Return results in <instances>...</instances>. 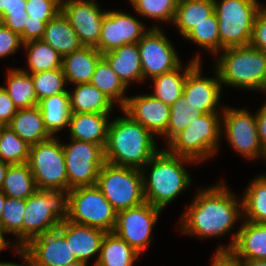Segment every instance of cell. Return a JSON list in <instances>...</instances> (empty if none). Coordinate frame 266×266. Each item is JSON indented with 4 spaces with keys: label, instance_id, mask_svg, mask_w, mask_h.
I'll list each match as a JSON object with an SVG mask.
<instances>
[{
    "label": "cell",
    "instance_id": "obj_1",
    "mask_svg": "<svg viewBox=\"0 0 266 266\" xmlns=\"http://www.w3.org/2000/svg\"><path fill=\"white\" fill-rule=\"evenodd\" d=\"M195 196L181 216L182 234L222 237L243 216L242 200L239 203L224 182L200 189Z\"/></svg>",
    "mask_w": 266,
    "mask_h": 266
},
{
    "label": "cell",
    "instance_id": "obj_2",
    "mask_svg": "<svg viewBox=\"0 0 266 266\" xmlns=\"http://www.w3.org/2000/svg\"><path fill=\"white\" fill-rule=\"evenodd\" d=\"M110 122L105 146V161L121 167L142 170L160 150L156 148L154 135L128 114Z\"/></svg>",
    "mask_w": 266,
    "mask_h": 266
},
{
    "label": "cell",
    "instance_id": "obj_3",
    "mask_svg": "<svg viewBox=\"0 0 266 266\" xmlns=\"http://www.w3.org/2000/svg\"><path fill=\"white\" fill-rule=\"evenodd\" d=\"M188 162L197 163L186 157L172 155L166 149L159 150L142 168L145 201L163 210L190 187L191 175L184 167ZM147 167L151 168L148 177L144 171Z\"/></svg>",
    "mask_w": 266,
    "mask_h": 266
},
{
    "label": "cell",
    "instance_id": "obj_4",
    "mask_svg": "<svg viewBox=\"0 0 266 266\" xmlns=\"http://www.w3.org/2000/svg\"><path fill=\"white\" fill-rule=\"evenodd\" d=\"M215 69L222 85L263 91L266 83V53L251 45L222 50Z\"/></svg>",
    "mask_w": 266,
    "mask_h": 266
},
{
    "label": "cell",
    "instance_id": "obj_5",
    "mask_svg": "<svg viewBox=\"0 0 266 266\" xmlns=\"http://www.w3.org/2000/svg\"><path fill=\"white\" fill-rule=\"evenodd\" d=\"M218 113L201 114L178 133L165 149L172 155L186 157L197 163L214 156L223 133L222 113Z\"/></svg>",
    "mask_w": 266,
    "mask_h": 266
},
{
    "label": "cell",
    "instance_id": "obj_6",
    "mask_svg": "<svg viewBox=\"0 0 266 266\" xmlns=\"http://www.w3.org/2000/svg\"><path fill=\"white\" fill-rule=\"evenodd\" d=\"M68 191L37 190L26 199L23 246L32 238L58 229L67 219Z\"/></svg>",
    "mask_w": 266,
    "mask_h": 266
},
{
    "label": "cell",
    "instance_id": "obj_7",
    "mask_svg": "<svg viewBox=\"0 0 266 266\" xmlns=\"http://www.w3.org/2000/svg\"><path fill=\"white\" fill-rule=\"evenodd\" d=\"M218 19L220 52L250 45L254 21L262 9L258 0H213Z\"/></svg>",
    "mask_w": 266,
    "mask_h": 266
},
{
    "label": "cell",
    "instance_id": "obj_8",
    "mask_svg": "<svg viewBox=\"0 0 266 266\" xmlns=\"http://www.w3.org/2000/svg\"><path fill=\"white\" fill-rule=\"evenodd\" d=\"M96 186L116 212L145 202L142 170L105 163L99 171Z\"/></svg>",
    "mask_w": 266,
    "mask_h": 266
},
{
    "label": "cell",
    "instance_id": "obj_9",
    "mask_svg": "<svg viewBox=\"0 0 266 266\" xmlns=\"http://www.w3.org/2000/svg\"><path fill=\"white\" fill-rule=\"evenodd\" d=\"M117 212L96 185L68 191L67 220L113 232Z\"/></svg>",
    "mask_w": 266,
    "mask_h": 266
},
{
    "label": "cell",
    "instance_id": "obj_10",
    "mask_svg": "<svg viewBox=\"0 0 266 266\" xmlns=\"http://www.w3.org/2000/svg\"><path fill=\"white\" fill-rule=\"evenodd\" d=\"M56 138L30 146L27 163L39 190L68 191L63 145Z\"/></svg>",
    "mask_w": 266,
    "mask_h": 266
},
{
    "label": "cell",
    "instance_id": "obj_11",
    "mask_svg": "<svg viewBox=\"0 0 266 266\" xmlns=\"http://www.w3.org/2000/svg\"><path fill=\"white\" fill-rule=\"evenodd\" d=\"M63 144L68 191L81 186L96 185L100 169L106 163L105 149L91 142L70 139Z\"/></svg>",
    "mask_w": 266,
    "mask_h": 266
},
{
    "label": "cell",
    "instance_id": "obj_12",
    "mask_svg": "<svg viewBox=\"0 0 266 266\" xmlns=\"http://www.w3.org/2000/svg\"><path fill=\"white\" fill-rule=\"evenodd\" d=\"M222 109V127L231 147L247 159L262 156L265 161L266 150L259 140L255 115L245 109L227 106Z\"/></svg>",
    "mask_w": 266,
    "mask_h": 266
},
{
    "label": "cell",
    "instance_id": "obj_13",
    "mask_svg": "<svg viewBox=\"0 0 266 266\" xmlns=\"http://www.w3.org/2000/svg\"><path fill=\"white\" fill-rule=\"evenodd\" d=\"M162 209L147 201L117 212L113 232L127 242L136 252L142 254L150 245L152 229Z\"/></svg>",
    "mask_w": 266,
    "mask_h": 266
},
{
    "label": "cell",
    "instance_id": "obj_14",
    "mask_svg": "<svg viewBox=\"0 0 266 266\" xmlns=\"http://www.w3.org/2000/svg\"><path fill=\"white\" fill-rule=\"evenodd\" d=\"M137 44L143 80L173 71L182 64L172 43L157 25L149 28Z\"/></svg>",
    "mask_w": 266,
    "mask_h": 266
},
{
    "label": "cell",
    "instance_id": "obj_15",
    "mask_svg": "<svg viewBox=\"0 0 266 266\" xmlns=\"http://www.w3.org/2000/svg\"><path fill=\"white\" fill-rule=\"evenodd\" d=\"M61 12L83 46H98L102 21L107 11H102L94 0H62Z\"/></svg>",
    "mask_w": 266,
    "mask_h": 266
},
{
    "label": "cell",
    "instance_id": "obj_16",
    "mask_svg": "<svg viewBox=\"0 0 266 266\" xmlns=\"http://www.w3.org/2000/svg\"><path fill=\"white\" fill-rule=\"evenodd\" d=\"M148 30L138 18L128 13L107 10L96 49L104 54L125 44L138 43Z\"/></svg>",
    "mask_w": 266,
    "mask_h": 266
},
{
    "label": "cell",
    "instance_id": "obj_17",
    "mask_svg": "<svg viewBox=\"0 0 266 266\" xmlns=\"http://www.w3.org/2000/svg\"><path fill=\"white\" fill-rule=\"evenodd\" d=\"M22 249L33 266H65L78 261L59 229L32 238Z\"/></svg>",
    "mask_w": 266,
    "mask_h": 266
},
{
    "label": "cell",
    "instance_id": "obj_18",
    "mask_svg": "<svg viewBox=\"0 0 266 266\" xmlns=\"http://www.w3.org/2000/svg\"><path fill=\"white\" fill-rule=\"evenodd\" d=\"M202 64L199 62L187 75L183 96L188 99L193 109L201 114L218 112L220 102L221 81L217 70L216 77H202Z\"/></svg>",
    "mask_w": 266,
    "mask_h": 266
},
{
    "label": "cell",
    "instance_id": "obj_19",
    "mask_svg": "<svg viewBox=\"0 0 266 266\" xmlns=\"http://www.w3.org/2000/svg\"><path fill=\"white\" fill-rule=\"evenodd\" d=\"M122 110L154 136H162L168 126L170 106L152 94L129 96Z\"/></svg>",
    "mask_w": 266,
    "mask_h": 266
},
{
    "label": "cell",
    "instance_id": "obj_20",
    "mask_svg": "<svg viewBox=\"0 0 266 266\" xmlns=\"http://www.w3.org/2000/svg\"><path fill=\"white\" fill-rule=\"evenodd\" d=\"M58 229L65 235V239L78 261L88 263L96 254L93 266L96 265L101 249V243L106 231L87 225L75 224L69 220L61 222Z\"/></svg>",
    "mask_w": 266,
    "mask_h": 266
},
{
    "label": "cell",
    "instance_id": "obj_21",
    "mask_svg": "<svg viewBox=\"0 0 266 266\" xmlns=\"http://www.w3.org/2000/svg\"><path fill=\"white\" fill-rule=\"evenodd\" d=\"M241 225L228 246H219L217 250H232L242 260H266V223L244 220Z\"/></svg>",
    "mask_w": 266,
    "mask_h": 266
},
{
    "label": "cell",
    "instance_id": "obj_22",
    "mask_svg": "<svg viewBox=\"0 0 266 266\" xmlns=\"http://www.w3.org/2000/svg\"><path fill=\"white\" fill-rule=\"evenodd\" d=\"M110 113H71L69 119L70 139L91 142L104 149L108 139Z\"/></svg>",
    "mask_w": 266,
    "mask_h": 266
},
{
    "label": "cell",
    "instance_id": "obj_23",
    "mask_svg": "<svg viewBox=\"0 0 266 266\" xmlns=\"http://www.w3.org/2000/svg\"><path fill=\"white\" fill-rule=\"evenodd\" d=\"M111 69L128 87L130 82H143V70L138 44H125L102 54Z\"/></svg>",
    "mask_w": 266,
    "mask_h": 266
},
{
    "label": "cell",
    "instance_id": "obj_24",
    "mask_svg": "<svg viewBox=\"0 0 266 266\" xmlns=\"http://www.w3.org/2000/svg\"><path fill=\"white\" fill-rule=\"evenodd\" d=\"M102 53L95 47L82 46L62 57V70L67 83H90Z\"/></svg>",
    "mask_w": 266,
    "mask_h": 266
},
{
    "label": "cell",
    "instance_id": "obj_25",
    "mask_svg": "<svg viewBox=\"0 0 266 266\" xmlns=\"http://www.w3.org/2000/svg\"><path fill=\"white\" fill-rule=\"evenodd\" d=\"M8 126L30 146L53 137L45 127L38 106L18 109Z\"/></svg>",
    "mask_w": 266,
    "mask_h": 266
},
{
    "label": "cell",
    "instance_id": "obj_26",
    "mask_svg": "<svg viewBox=\"0 0 266 266\" xmlns=\"http://www.w3.org/2000/svg\"><path fill=\"white\" fill-rule=\"evenodd\" d=\"M199 62L201 60L198 53L186 67H182L183 64H181L173 71L153 77L151 79L154 86V93L152 95L166 105L171 106L177 99L183 96L187 75ZM181 70H183L182 73Z\"/></svg>",
    "mask_w": 266,
    "mask_h": 266
},
{
    "label": "cell",
    "instance_id": "obj_27",
    "mask_svg": "<svg viewBox=\"0 0 266 266\" xmlns=\"http://www.w3.org/2000/svg\"><path fill=\"white\" fill-rule=\"evenodd\" d=\"M41 40L50 45L62 57L83 46L77 33L61 11L46 23Z\"/></svg>",
    "mask_w": 266,
    "mask_h": 266
},
{
    "label": "cell",
    "instance_id": "obj_28",
    "mask_svg": "<svg viewBox=\"0 0 266 266\" xmlns=\"http://www.w3.org/2000/svg\"><path fill=\"white\" fill-rule=\"evenodd\" d=\"M71 113H110L114 103L91 83L75 84L69 92Z\"/></svg>",
    "mask_w": 266,
    "mask_h": 266
},
{
    "label": "cell",
    "instance_id": "obj_29",
    "mask_svg": "<svg viewBox=\"0 0 266 266\" xmlns=\"http://www.w3.org/2000/svg\"><path fill=\"white\" fill-rule=\"evenodd\" d=\"M214 13L213 0H179L173 25L183 38Z\"/></svg>",
    "mask_w": 266,
    "mask_h": 266
},
{
    "label": "cell",
    "instance_id": "obj_30",
    "mask_svg": "<svg viewBox=\"0 0 266 266\" xmlns=\"http://www.w3.org/2000/svg\"><path fill=\"white\" fill-rule=\"evenodd\" d=\"M139 256L138 252L114 232H106L95 266H133Z\"/></svg>",
    "mask_w": 266,
    "mask_h": 266
},
{
    "label": "cell",
    "instance_id": "obj_31",
    "mask_svg": "<svg viewBox=\"0 0 266 266\" xmlns=\"http://www.w3.org/2000/svg\"><path fill=\"white\" fill-rule=\"evenodd\" d=\"M44 124L48 132L54 137L56 132L69 126L70 102L69 93L55 94L38 102Z\"/></svg>",
    "mask_w": 266,
    "mask_h": 266
},
{
    "label": "cell",
    "instance_id": "obj_32",
    "mask_svg": "<svg viewBox=\"0 0 266 266\" xmlns=\"http://www.w3.org/2000/svg\"><path fill=\"white\" fill-rule=\"evenodd\" d=\"M4 89L18 109L38 106L34 82L30 73L21 68L8 70Z\"/></svg>",
    "mask_w": 266,
    "mask_h": 266
},
{
    "label": "cell",
    "instance_id": "obj_33",
    "mask_svg": "<svg viewBox=\"0 0 266 266\" xmlns=\"http://www.w3.org/2000/svg\"><path fill=\"white\" fill-rule=\"evenodd\" d=\"M90 83L103 92L114 104L119 103L121 109L126 104L128 96L124 94L128 87L103 57L96 64Z\"/></svg>",
    "mask_w": 266,
    "mask_h": 266
},
{
    "label": "cell",
    "instance_id": "obj_34",
    "mask_svg": "<svg viewBox=\"0 0 266 266\" xmlns=\"http://www.w3.org/2000/svg\"><path fill=\"white\" fill-rule=\"evenodd\" d=\"M28 163L10 164L1 191L8 197L27 199L37 191Z\"/></svg>",
    "mask_w": 266,
    "mask_h": 266
},
{
    "label": "cell",
    "instance_id": "obj_35",
    "mask_svg": "<svg viewBox=\"0 0 266 266\" xmlns=\"http://www.w3.org/2000/svg\"><path fill=\"white\" fill-rule=\"evenodd\" d=\"M243 196L244 219L254 223H266V173L255 177L249 183Z\"/></svg>",
    "mask_w": 266,
    "mask_h": 266
},
{
    "label": "cell",
    "instance_id": "obj_36",
    "mask_svg": "<svg viewBox=\"0 0 266 266\" xmlns=\"http://www.w3.org/2000/svg\"><path fill=\"white\" fill-rule=\"evenodd\" d=\"M27 51V73H38L62 68V56L50 45L42 40H33L23 43Z\"/></svg>",
    "mask_w": 266,
    "mask_h": 266
},
{
    "label": "cell",
    "instance_id": "obj_37",
    "mask_svg": "<svg viewBox=\"0 0 266 266\" xmlns=\"http://www.w3.org/2000/svg\"><path fill=\"white\" fill-rule=\"evenodd\" d=\"M26 199H17L6 196L0 230L2 235L12 234L16 237L14 248L23 247V214L25 213Z\"/></svg>",
    "mask_w": 266,
    "mask_h": 266
},
{
    "label": "cell",
    "instance_id": "obj_38",
    "mask_svg": "<svg viewBox=\"0 0 266 266\" xmlns=\"http://www.w3.org/2000/svg\"><path fill=\"white\" fill-rule=\"evenodd\" d=\"M30 145L22 140L8 125L0 132V160L9 164L26 163Z\"/></svg>",
    "mask_w": 266,
    "mask_h": 266
},
{
    "label": "cell",
    "instance_id": "obj_39",
    "mask_svg": "<svg viewBox=\"0 0 266 266\" xmlns=\"http://www.w3.org/2000/svg\"><path fill=\"white\" fill-rule=\"evenodd\" d=\"M201 113L193 109L188 99L182 96L170 106L169 122L166 132L161 136L169 143L178 133L183 131Z\"/></svg>",
    "mask_w": 266,
    "mask_h": 266
},
{
    "label": "cell",
    "instance_id": "obj_40",
    "mask_svg": "<svg viewBox=\"0 0 266 266\" xmlns=\"http://www.w3.org/2000/svg\"><path fill=\"white\" fill-rule=\"evenodd\" d=\"M184 38L192 40L198 46L217 56L220 52V37L216 13L214 12L207 17L206 21L196 25Z\"/></svg>",
    "mask_w": 266,
    "mask_h": 266
},
{
    "label": "cell",
    "instance_id": "obj_41",
    "mask_svg": "<svg viewBox=\"0 0 266 266\" xmlns=\"http://www.w3.org/2000/svg\"><path fill=\"white\" fill-rule=\"evenodd\" d=\"M38 102L55 94L68 93L62 68L31 73Z\"/></svg>",
    "mask_w": 266,
    "mask_h": 266
},
{
    "label": "cell",
    "instance_id": "obj_42",
    "mask_svg": "<svg viewBox=\"0 0 266 266\" xmlns=\"http://www.w3.org/2000/svg\"><path fill=\"white\" fill-rule=\"evenodd\" d=\"M140 16L173 22L179 0H129Z\"/></svg>",
    "mask_w": 266,
    "mask_h": 266
},
{
    "label": "cell",
    "instance_id": "obj_43",
    "mask_svg": "<svg viewBox=\"0 0 266 266\" xmlns=\"http://www.w3.org/2000/svg\"><path fill=\"white\" fill-rule=\"evenodd\" d=\"M26 1L9 0L8 9L2 12L4 26L19 36L23 33L27 21V12L25 10Z\"/></svg>",
    "mask_w": 266,
    "mask_h": 266
},
{
    "label": "cell",
    "instance_id": "obj_44",
    "mask_svg": "<svg viewBox=\"0 0 266 266\" xmlns=\"http://www.w3.org/2000/svg\"><path fill=\"white\" fill-rule=\"evenodd\" d=\"M62 0H27L25 10L29 19L49 22L61 11Z\"/></svg>",
    "mask_w": 266,
    "mask_h": 266
},
{
    "label": "cell",
    "instance_id": "obj_45",
    "mask_svg": "<svg viewBox=\"0 0 266 266\" xmlns=\"http://www.w3.org/2000/svg\"><path fill=\"white\" fill-rule=\"evenodd\" d=\"M20 47H23V42L20 36L6 26L0 27V58L8 55H13Z\"/></svg>",
    "mask_w": 266,
    "mask_h": 266
},
{
    "label": "cell",
    "instance_id": "obj_46",
    "mask_svg": "<svg viewBox=\"0 0 266 266\" xmlns=\"http://www.w3.org/2000/svg\"><path fill=\"white\" fill-rule=\"evenodd\" d=\"M250 45L266 53V7L256 15Z\"/></svg>",
    "mask_w": 266,
    "mask_h": 266
},
{
    "label": "cell",
    "instance_id": "obj_47",
    "mask_svg": "<svg viewBox=\"0 0 266 266\" xmlns=\"http://www.w3.org/2000/svg\"><path fill=\"white\" fill-rule=\"evenodd\" d=\"M46 23L41 20L29 19L27 16L26 25L20 39L23 43L41 40L45 31Z\"/></svg>",
    "mask_w": 266,
    "mask_h": 266
},
{
    "label": "cell",
    "instance_id": "obj_48",
    "mask_svg": "<svg viewBox=\"0 0 266 266\" xmlns=\"http://www.w3.org/2000/svg\"><path fill=\"white\" fill-rule=\"evenodd\" d=\"M18 108L14 105L3 86H0V121L6 126L8 125Z\"/></svg>",
    "mask_w": 266,
    "mask_h": 266
},
{
    "label": "cell",
    "instance_id": "obj_49",
    "mask_svg": "<svg viewBox=\"0 0 266 266\" xmlns=\"http://www.w3.org/2000/svg\"><path fill=\"white\" fill-rule=\"evenodd\" d=\"M211 266H243L240 259L232 250H216Z\"/></svg>",
    "mask_w": 266,
    "mask_h": 266
},
{
    "label": "cell",
    "instance_id": "obj_50",
    "mask_svg": "<svg viewBox=\"0 0 266 266\" xmlns=\"http://www.w3.org/2000/svg\"><path fill=\"white\" fill-rule=\"evenodd\" d=\"M257 131L262 147L266 150V102L255 113Z\"/></svg>",
    "mask_w": 266,
    "mask_h": 266
},
{
    "label": "cell",
    "instance_id": "obj_51",
    "mask_svg": "<svg viewBox=\"0 0 266 266\" xmlns=\"http://www.w3.org/2000/svg\"><path fill=\"white\" fill-rule=\"evenodd\" d=\"M14 251H16V254L22 255L21 258L24 259V264H17V263H10V262H0V266H33V263L30 259V257L27 255V253L22 248H13Z\"/></svg>",
    "mask_w": 266,
    "mask_h": 266
},
{
    "label": "cell",
    "instance_id": "obj_52",
    "mask_svg": "<svg viewBox=\"0 0 266 266\" xmlns=\"http://www.w3.org/2000/svg\"><path fill=\"white\" fill-rule=\"evenodd\" d=\"M9 165H10L9 163L2 162L0 160V191L2 189V186H3V183H4V178L6 176V173H7Z\"/></svg>",
    "mask_w": 266,
    "mask_h": 266
},
{
    "label": "cell",
    "instance_id": "obj_53",
    "mask_svg": "<svg viewBox=\"0 0 266 266\" xmlns=\"http://www.w3.org/2000/svg\"><path fill=\"white\" fill-rule=\"evenodd\" d=\"M243 266H266V260L256 259V260H242Z\"/></svg>",
    "mask_w": 266,
    "mask_h": 266
},
{
    "label": "cell",
    "instance_id": "obj_54",
    "mask_svg": "<svg viewBox=\"0 0 266 266\" xmlns=\"http://www.w3.org/2000/svg\"><path fill=\"white\" fill-rule=\"evenodd\" d=\"M9 243V244H8ZM11 245H13L10 241L7 242L5 241V237L2 235L1 230H0V252L5 248H9Z\"/></svg>",
    "mask_w": 266,
    "mask_h": 266
},
{
    "label": "cell",
    "instance_id": "obj_55",
    "mask_svg": "<svg viewBox=\"0 0 266 266\" xmlns=\"http://www.w3.org/2000/svg\"><path fill=\"white\" fill-rule=\"evenodd\" d=\"M5 200H6V195L2 191H0V222L2 218V211H3Z\"/></svg>",
    "mask_w": 266,
    "mask_h": 266
},
{
    "label": "cell",
    "instance_id": "obj_56",
    "mask_svg": "<svg viewBox=\"0 0 266 266\" xmlns=\"http://www.w3.org/2000/svg\"><path fill=\"white\" fill-rule=\"evenodd\" d=\"M9 0H0V12L2 13L5 9H8Z\"/></svg>",
    "mask_w": 266,
    "mask_h": 266
},
{
    "label": "cell",
    "instance_id": "obj_57",
    "mask_svg": "<svg viewBox=\"0 0 266 266\" xmlns=\"http://www.w3.org/2000/svg\"><path fill=\"white\" fill-rule=\"evenodd\" d=\"M88 263L86 262H83V261H77V262H74V263H71V264H67L65 266H87Z\"/></svg>",
    "mask_w": 266,
    "mask_h": 266
},
{
    "label": "cell",
    "instance_id": "obj_58",
    "mask_svg": "<svg viewBox=\"0 0 266 266\" xmlns=\"http://www.w3.org/2000/svg\"><path fill=\"white\" fill-rule=\"evenodd\" d=\"M3 15L2 13L0 12V27L3 26Z\"/></svg>",
    "mask_w": 266,
    "mask_h": 266
},
{
    "label": "cell",
    "instance_id": "obj_59",
    "mask_svg": "<svg viewBox=\"0 0 266 266\" xmlns=\"http://www.w3.org/2000/svg\"><path fill=\"white\" fill-rule=\"evenodd\" d=\"M5 125L0 121V132H1V129L4 127Z\"/></svg>",
    "mask_w": 266,
    "mask_h": 266
},
{
    "label": "cell",
    "instance_id": "obj_60",
    "mask_svg": "<svg viewBox=\"0 0 266 266\" xmlns=\"http://www.w3.org/2000/svg\"><path fill=\"white\" fill-rule=\"evenodd\" d=\"M262 92H266V83H265V85H264V89H263Z\"/></svg>",
    "mask_w": 266,
    "mask_h": 266
}]
</instances>
